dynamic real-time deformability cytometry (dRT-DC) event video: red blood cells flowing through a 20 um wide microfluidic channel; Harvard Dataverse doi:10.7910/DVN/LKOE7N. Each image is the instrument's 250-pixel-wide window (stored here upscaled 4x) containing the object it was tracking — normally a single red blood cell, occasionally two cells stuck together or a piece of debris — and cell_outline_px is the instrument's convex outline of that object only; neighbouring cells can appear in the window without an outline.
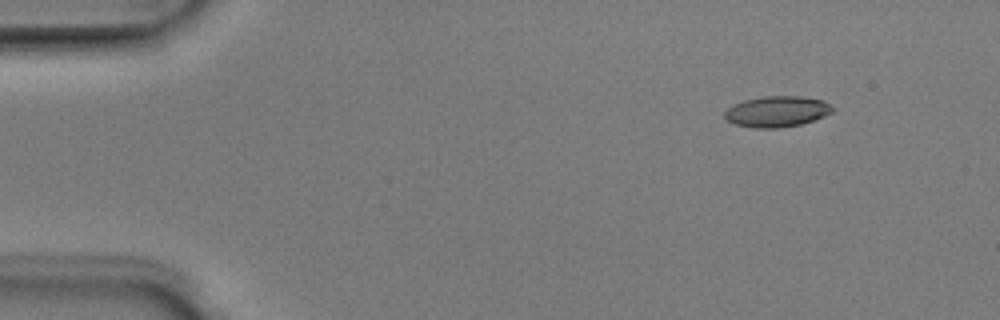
{"species": "Egyptian fruit bat (a non-hibernating species)", "species_latin": "Rousettus aegyptiacus", "temperature_condition": "room temperature", "stored_images_in_passage": 5, "camera_frame_rate_fps": 3000, "um_per_image_px": 0.085, "animal": {"sex": "male"}, "frame": {"image": 1, "passage_image": 1, "time_ms": 0.0, "image_size_px": [1000, 320], "cell_outline_px": [[832, 112], [824, 116], [800, 124], [776, 128], [752, 128], [736, 124], [728, 120], [724, 116], [724, 112], [732, 104], [744, 100], [764, 96], [800, 96], [824, 100], [832, 108]], "centroid_in_image_um": [66.0, 9.47], "position_along_channel_um": 19.0, "area_um2": 19.25}}
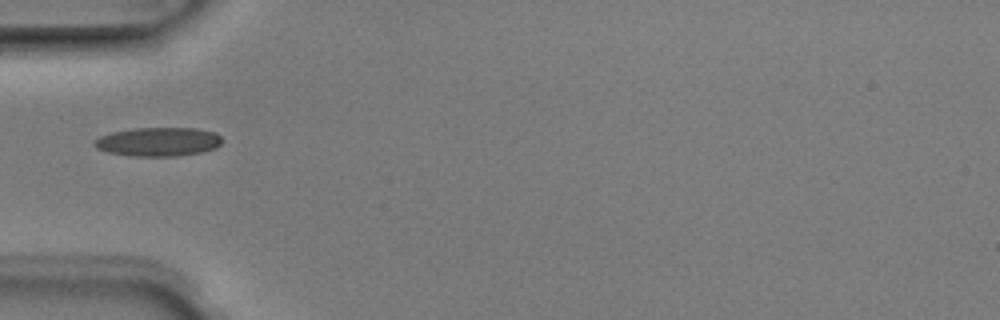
{"frame": {"image": 2, "passage_image": 4, "time_ms": 1.0, "image_size_px": [1000, 320], "cell_outline_px": [[220, 144], [216, 148], [200, 152], [176, 156], [132, 156], [108, 152], [96, 148], [92, 144], [92, 140], [100, 136], [112, 132], [136, 128], [196, 128], [216, 132], [220, 136]], "centroid_in_image_um": [13.42, 12.04], "position_along_channel_um": 71.6, "area_um2": 21.5}}
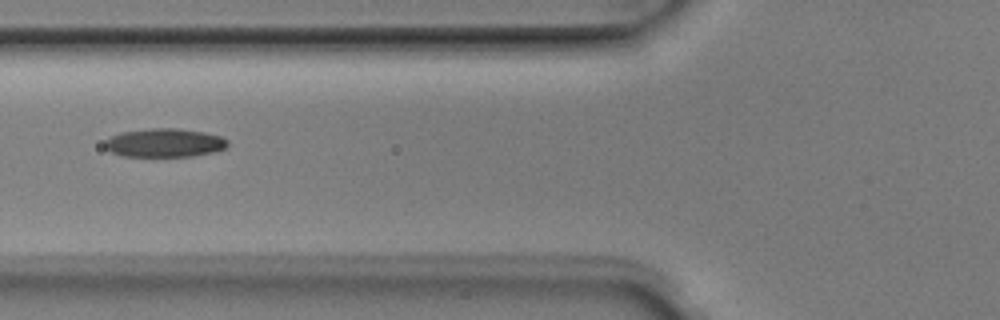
{"frame": {"image": 3, "passage_image": 5, "time_ms": 1.333, "image_size_px": [1000, 320], "cell_outline_px": [[228, 144], [224, 148], [216, 152], [192, 156], [120, 156], [104, 148], [104, 140], [120, 132], [152, 128], [176, 128], [204, 132], [220, 136], [228, 140]], "centroid_in_image_um": [13.97, 12.14], "position_along_channel_um": 111.8, "area_um2": 20.58}}